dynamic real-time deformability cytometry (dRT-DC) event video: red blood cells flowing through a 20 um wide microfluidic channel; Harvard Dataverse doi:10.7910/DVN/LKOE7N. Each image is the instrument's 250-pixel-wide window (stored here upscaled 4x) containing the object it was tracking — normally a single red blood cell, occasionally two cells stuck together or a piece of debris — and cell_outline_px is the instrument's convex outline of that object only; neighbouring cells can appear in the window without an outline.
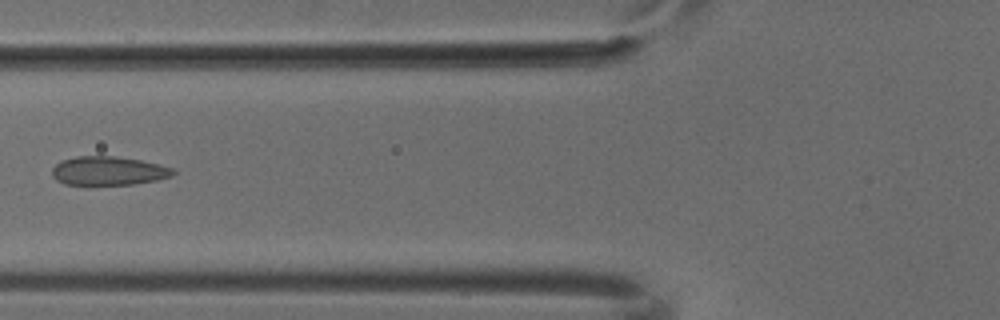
{"species": "common noctule bat (a hibernating species)", "species_latin": "Nyctalus noctula", "temperature_condition": "cold", "stored_images_in_passage": 7, "camera_frame_rate_fps": 3000, "um_per_image_px": 0.085, "animal": {"sex": "male", "body_mass_g": 18.8}, "frame": {"image": 1, "passage_image": 6, "time_ms": 1.667, "image_size_px": [1000, 320], "cell_outline_px": [[176, 172], [172, 176], [156, 180], [132, 184], [88, 188], [64, 184], [56, 180], [52, 176], [52, 168], [60, 160], [76, 156], [116, 156], [140, 160], [176, 168]], "centroid_in_image_um": [9.16, 14.57], "position_along_channel_um": 116.6, "area_um2": 21.33}}
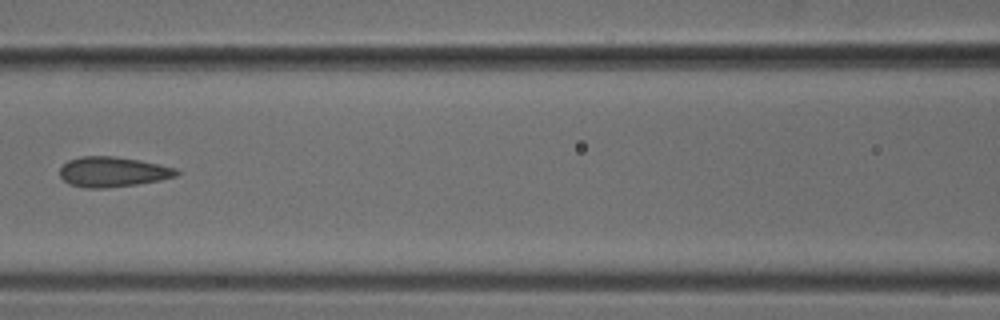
{"frame": {"image": 2, "passage_image": 7, "time_ms": 2.0, "image_size_px": [1000, 320], "cell_outline_px": [[180, 172], [176, 176], [160, 180], [136, 184], [104, 188], [84, 188], [72, 184], [64, 180], [60, 176], [60, 168], [68, 160], [80, 156], [112, 156], [140, 160], [176, 168]], "centroid_in_image_um": [9.58, 14.6], "position_along_channel_um": 157.0, "area_um2": 20.35}}